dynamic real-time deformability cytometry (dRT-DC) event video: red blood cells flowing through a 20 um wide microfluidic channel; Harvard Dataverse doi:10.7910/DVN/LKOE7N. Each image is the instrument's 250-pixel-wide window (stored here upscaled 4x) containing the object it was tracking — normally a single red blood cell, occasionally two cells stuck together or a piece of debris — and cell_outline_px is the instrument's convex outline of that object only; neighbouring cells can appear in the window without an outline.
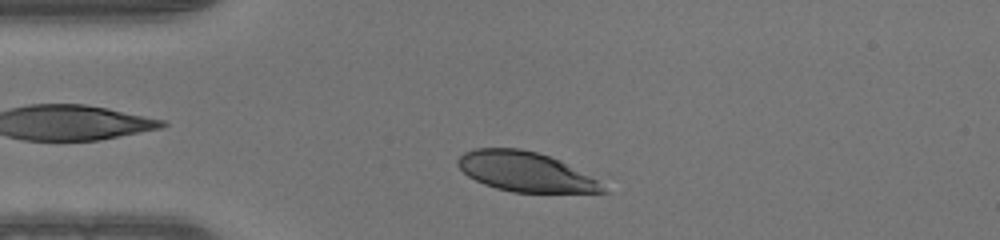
{"species": "human", "species_latin": "Homo sapiens", "temperature_condition": "warm", "stored_images_in_passage": 37, "camera_frame_rate_fps": 3000, "um_per_image_px": 0.085, "donor": {"sex": "male"}, "frame": {"image": 1, "passage_image": 4, "time_ms": 1.0, "image_size_px": [1000, 240], "cell_outline_px": [[608, 192], [512, 192], [496, 188], [484, 184], [468, 176], [456, 164], [456, 160], [464, 152], [476, 148], [520, 148], [536, 152], [560, 160], [596, 180]], "centroid_in_image_um": [44.58, 14.58], "position_along_channel_um": 40.4, "area_um2": 33.0}}
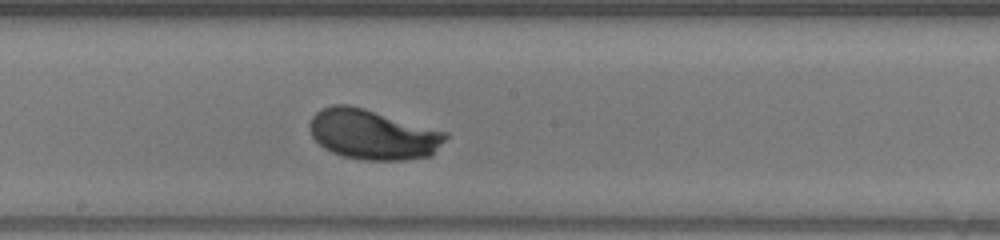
{"frame": {"image": 2, "passage_image": 19, "time_ms": 6.0, "image_size_px": [1000, 240], "cell_outline_px": [[448, 136], [432, 156], [404, 160], [364, 160], [344, 156], [332, 152], [324, 148], [312, 136], [308, 128], [308, 124], [312, 116], [320, 108], [332, 104], [348, 104], [364, 108], [448, 132]], "centroid_in_image_um": [31.68, 11.42], "position_along_channel_um": 216.5, "area_um2": 39.82}}
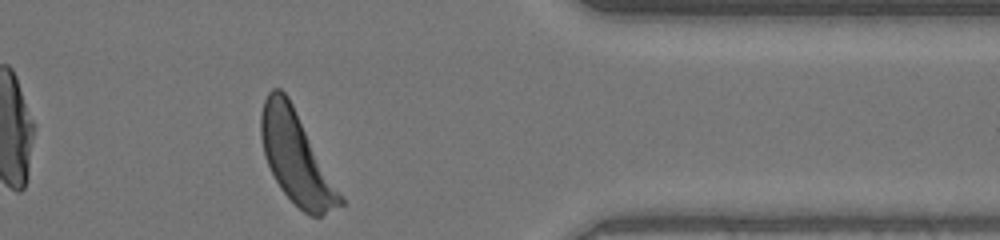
{"frame": {"image": 3, "passage_image": 33, "time_ms": 10.667, "image_size_px": [1000, 240], "cell_outline_px": [[344, 204], [320, 216], [312, 216], [304, 212], [280, 188], [264, 156], [260, 136], [260, 116], [264, 100], [268, 92], [272, 88], [280, 88], [288, 96], [344, 200]], "centroid_in_image_um": [25.13, 13.37], "position_along_channel_um": 386.3, "area_um2": 41.27}}